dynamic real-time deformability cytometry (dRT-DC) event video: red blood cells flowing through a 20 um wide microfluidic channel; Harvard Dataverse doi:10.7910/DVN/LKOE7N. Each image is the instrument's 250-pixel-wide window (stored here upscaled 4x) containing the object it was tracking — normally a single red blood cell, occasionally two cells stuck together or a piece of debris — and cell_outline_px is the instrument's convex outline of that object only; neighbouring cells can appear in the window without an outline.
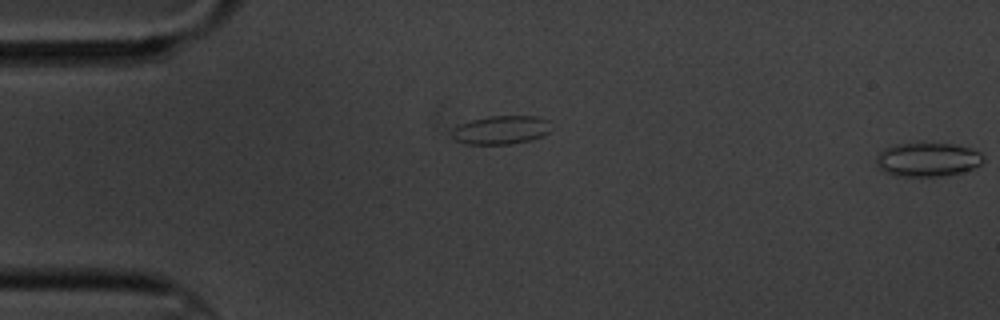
{"species": "common noctule bat (a hibernating species)", "species_latin": "Nyctalus noctula", "temperature_condition": "cold", "stored_images_in_passage": 4, "segment_of_instrument_passage": [2, 2], "camera_frame_rate_fps": 3000, "um_per_image_px": 0.085, "animal": {"sex": "male", "body_mass_g": 20.1, "forearm_length_mm": 53.5}, "frame": {"image": 1, "passage_image": 4, "time_ms": 3.667, "image_size_px": [1000, 320], "cell_outline_px": [[984, 160], [980, 164], [972, 168], [960, 172], [944, 176], [896, 176], [884, 172], [876, 164], [876, 156], [884, 148], [892, 144], [952, 144], [968, 148], [980, 152], [984, 156]], "centroid_in_image_um": [78.81, 13.57], "position_along_channel_um": 6.2, "area_um2": 20.98}}